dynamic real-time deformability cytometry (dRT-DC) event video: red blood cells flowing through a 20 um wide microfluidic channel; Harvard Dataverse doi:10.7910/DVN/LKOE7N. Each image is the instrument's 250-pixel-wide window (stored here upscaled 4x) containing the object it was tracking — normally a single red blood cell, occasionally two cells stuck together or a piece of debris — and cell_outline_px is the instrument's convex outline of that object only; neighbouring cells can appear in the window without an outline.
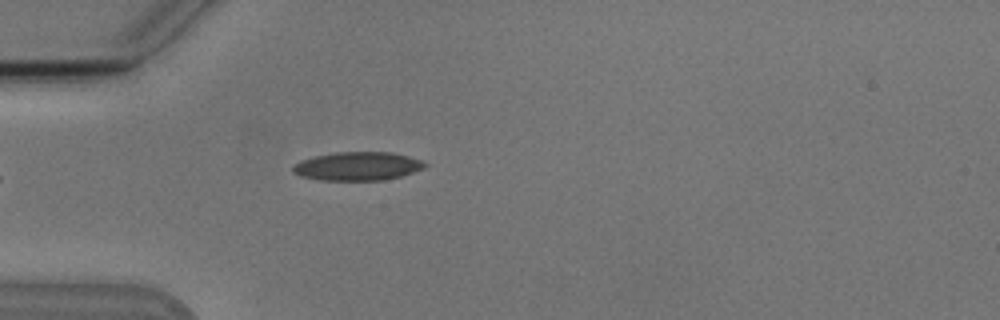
{"species": "Egyptian fruit bat (a non-hibernating species)", "species_latin": "Rousettus aegyptiacus", "temperature_condition": "cold", "stored_images_in_passage": 4, "camera_frame_rate_fps": 3000, "um_per_image_px": 0.085, "animal": {"sex": "male"}, "frame": {"image": 1, "passage_image": 4, "time_ms": 3.333, "image_size_px": [1000, 320], "cell_outline_px": [[428, 164], [424, 168], [400, 176], [384, 180], [320, 180], [300, 176], [292, 172], [292, 168], [300, 160], [316, 156], [336, 152], [392, 152], [424, 160]], "centroid_in_image_um": [30.41, 14.12], "position_along_channel_um": 54.6, "area_um2": 21.96}}